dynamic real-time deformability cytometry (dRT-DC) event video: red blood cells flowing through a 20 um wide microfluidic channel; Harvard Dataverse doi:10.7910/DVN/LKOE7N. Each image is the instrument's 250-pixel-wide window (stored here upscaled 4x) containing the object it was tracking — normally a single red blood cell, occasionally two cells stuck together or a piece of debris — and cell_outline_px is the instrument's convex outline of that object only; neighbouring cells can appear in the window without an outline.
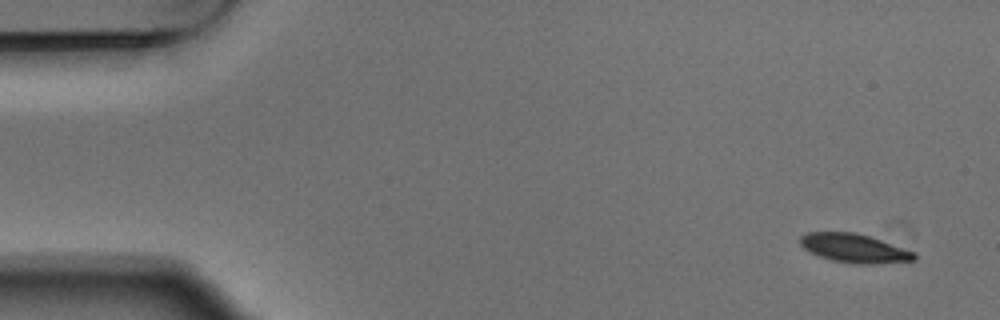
{"species": "Egyptian fruit bat (a non-hibernating species)", "species_latin": "Rousettus aegyptiacus", "temperature_condition": "warm", "stored_images_in_passage": 4, "camera_frame_rate_fps": 3000, "um_per_image_px": 0.085, "animal": {"sex": "male"}, "frame": {"image": 1, "passage_image": 1, "time_ms": 0.0, "image_size_px": [1000, 320], "cell_outline_px": [[916, 260], [876, 264], [856, 264], [832, 260], [808, 252], [800, 244], [800, 236], [808, 232], [856, 232], [872, 236], [916, 252]], "centroid_in_image_um": [72.64, 21.09], "position_along_channel_um": 12.4, "area_um2": 19.42}}
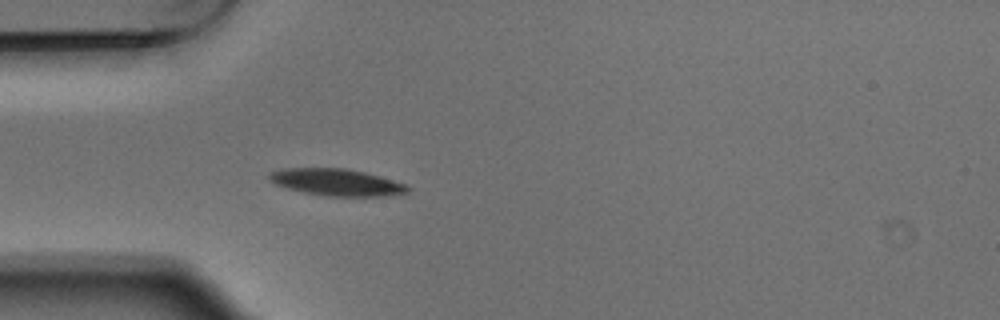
{"frame": {"image": 2, "passage_image": 4, "time_ms": 1.0, "image_size_px": [1000, 320], "cell_outline_px": [[412, 188], [408, 192], [392, 196], [324, 196], [304, 192], [288, 188], [276, 184], [268, 176], [272, 172], [284, 168], [344, 168], [364, 172], [380, 176], [408, 184]], "centroid_in_image_um": [28.71, 15.5], "position_along_channel_um": 56.3, "area_um2": 21.68}}